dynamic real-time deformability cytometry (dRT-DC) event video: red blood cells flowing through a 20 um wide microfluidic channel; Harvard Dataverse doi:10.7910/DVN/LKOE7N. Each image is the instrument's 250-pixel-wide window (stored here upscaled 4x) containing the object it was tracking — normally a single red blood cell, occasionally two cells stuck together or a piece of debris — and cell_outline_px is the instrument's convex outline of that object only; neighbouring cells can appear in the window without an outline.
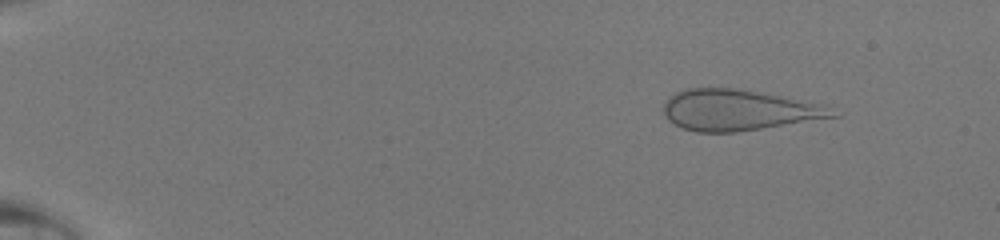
{"species": "human", "species_latin": "Homo sapiens", "temperature_condition": "room temperature", "stored_images_in_passage": 46, "camera_frame_rate_fps": 3000, "um_per_image_px": 0.085, "donor": {"sex": "male"}, "frame": {"image": 1, "passage_image": 5, "time_ms": 1.333, "image_size_px": [1000, 240], "cell_outline_px": [[844, 112], [840, 116], [736, 132], [696, 132], [684, 128], [668, 120], [664, 112], [664, 104], [676, 92], [688, 88], [736, 88], [832, 104]], "centroid_in_image_um": [62.96, 9.35], "position_along_channel_um": 22.0, "area_um2": 40.81}}
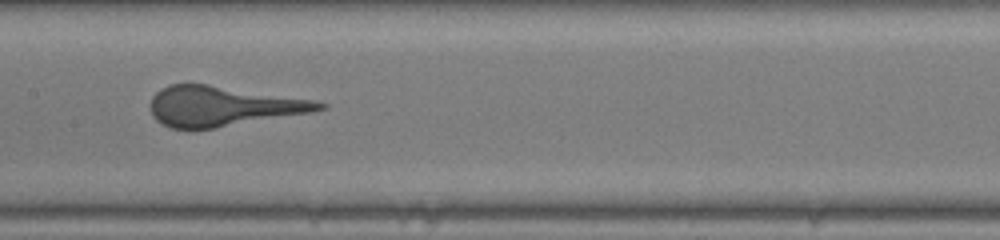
{"frame": {"image": 2, "passage_image": 25, "time_ms": 8.0, "image_size_px": [1000, 240], "cell_outline_px": [[328, 108], [312, 112], [216, 128], [172, 128], [160, 124], [152, 116], [152, 96], [160, 88], [168, 84], [208, 84], [316, 100], [328, 104]], "centroid_in_image_um": [18.96, 9.02], "position_along_channel_um": 188.4, "area_um2": 39.3}}
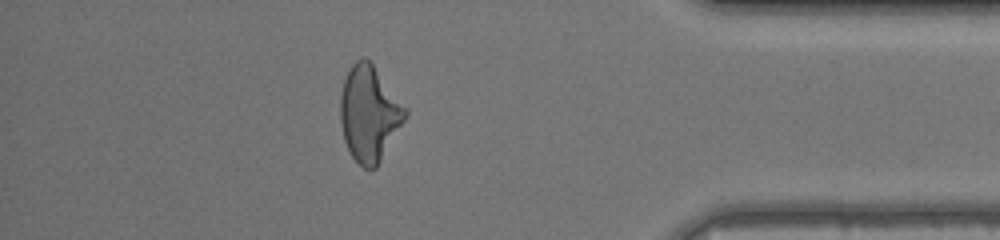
{"frame": {"image": 3, "passage_image": 41, "time_ms": 13.333, "image_size_px": [1000, 240], "cell_outline_px": [[408, 112], [404, 120], [376, 168], [364, 168], [352, 156], [344, 140], [340, 120], [340, 96], [344, 80], [352, 64], [360, 56], [364, 56], [372, 64], [408, 108]], "centroid_in_image_um": [31.38, 9.63], "position_along_channel_um": 403.8, "area_um2": 35.78}}